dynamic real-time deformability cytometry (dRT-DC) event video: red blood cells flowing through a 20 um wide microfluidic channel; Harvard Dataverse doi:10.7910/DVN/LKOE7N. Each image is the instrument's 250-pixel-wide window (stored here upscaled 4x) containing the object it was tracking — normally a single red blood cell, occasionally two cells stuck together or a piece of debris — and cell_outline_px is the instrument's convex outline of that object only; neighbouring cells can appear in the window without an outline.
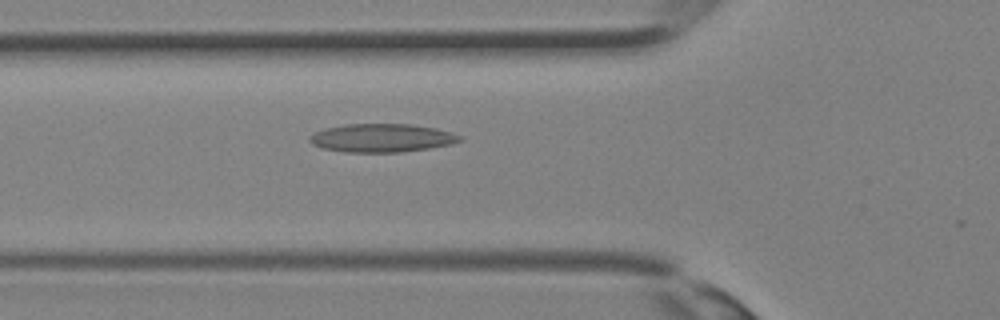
{"species": "Egyptian fruit bat (a non-hibernating species)", "species_latin": "Rousettus aegyptiacus", "temperature_condition": "room temperature", "stored_images_in_passage": 36, "camera_frame_rate_fps": 3000, "um_per_image_px": 0.085, "animal": {"sex": "female"}, "frame": {"image": 1, "passage_image": 13, "time_ms": 4.0, "image_size_px": [1000, 320], "cell_outline_px": [[464, 140], [452, 144], [428, 148], [400, 152], [344, 152], [320, 148], [312, 144], [308, 140], [308, 136], [324, 128], [344, 124], [412, 124], [436, 128], [464, 136]], "centroid_in_image_um": [32.45, 11.72], "position_along_channel_um": 93.4, "area_um2": 25.09}}
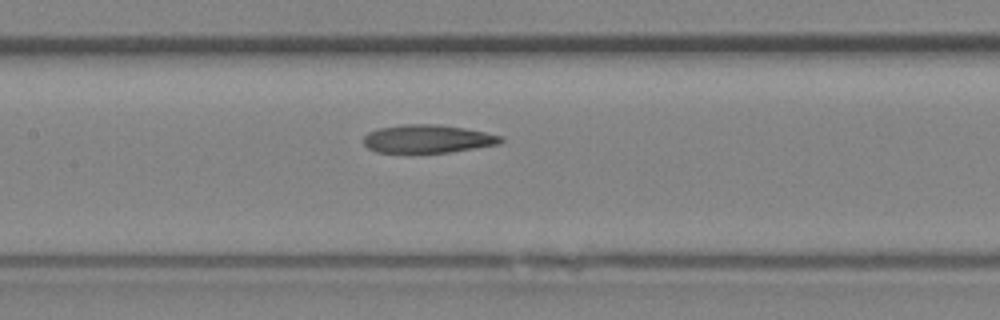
{"frame": {"image": 2, "passage_image": 17, "time_ms": 5.333, "image_size_px": [1000, 320], "cell_outline_px": [[504, 140], [500, 144], [448, 152], [412, 156], [408, 156], [376, 152], [368, 148], [364, 144], [364, 136], [368, 132], [376, 128], [400, 124], [436, 124], [464, 128], [504, 136]], "centroid_in_image_um": [36.27, 11.85], "position_along_channel_um": 171.1, "area_um2": 23.64}}
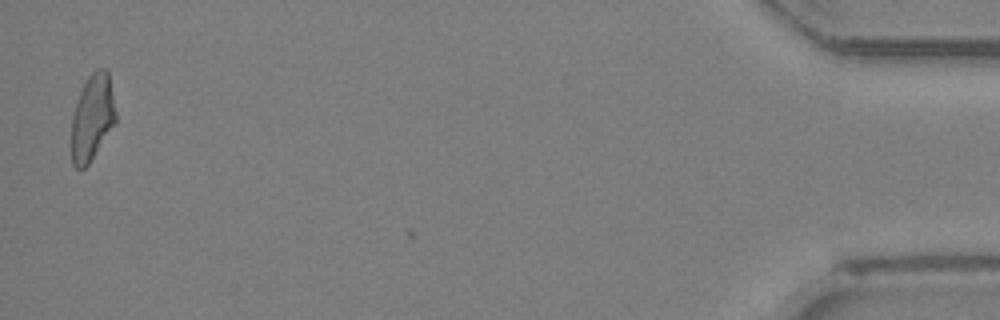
{"frame": {"image": 3, "passage_image": 35, "time_ms": 11.333, "image_size_px": [1000, 320], "cell_outline_px": [[116, 124], [88, 164], [84, 168], [76, 168], [72, 164], [72, 116], [80, 92], [88, 76], [96, 68], [108, 68], [116, 112]], "centroid_in_image_um": [7.87, 9.96], "position_along_channel_um": 427.3, "area_um2": 22.31}}